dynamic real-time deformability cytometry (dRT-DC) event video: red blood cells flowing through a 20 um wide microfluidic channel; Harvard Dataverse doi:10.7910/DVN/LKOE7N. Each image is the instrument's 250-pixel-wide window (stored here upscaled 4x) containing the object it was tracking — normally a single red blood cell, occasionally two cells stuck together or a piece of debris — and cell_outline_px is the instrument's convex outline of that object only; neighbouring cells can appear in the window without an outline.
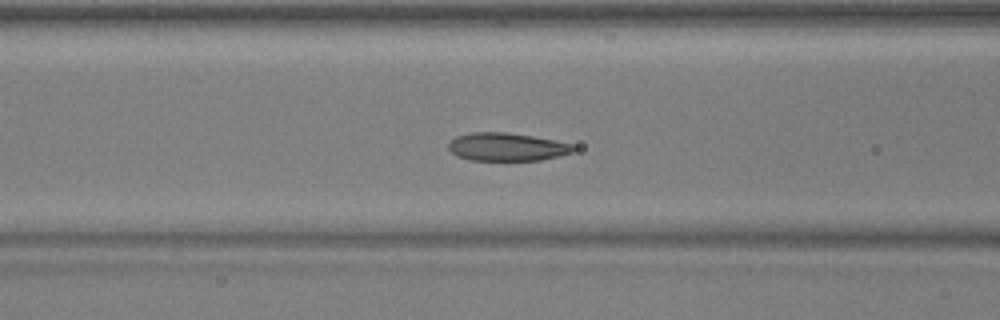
{"species": "common noctule bat (a hibernating species)", "species_latin": "Nyctalus noctula", "temperature_condition": "warm", "stored_images_in_passage": 45, "camera_frame_rate_fps": 3000, "um_per_image_px": 0.085, "animal": {"sex": "male", "body_mass_g": 17.9, "forearm_length_mm": 54.2}, "frame": {"image": 1, "passage_image": 14, "time_ms": 4.333, "image_size_px": [1000, 320], "cell_outline_px": [[576, 148], [572, 152], [560, 156], [540, 160], [472, 160], [456, 156], [448, 148], [448, 144], [456, 136], [472, 132], [508, 132], [532, 136], [576, 144]], "centroid_in_image_um": [43.11, 12.48], "position_along_channel_um": 123.5, "area_um2": 20.52}}
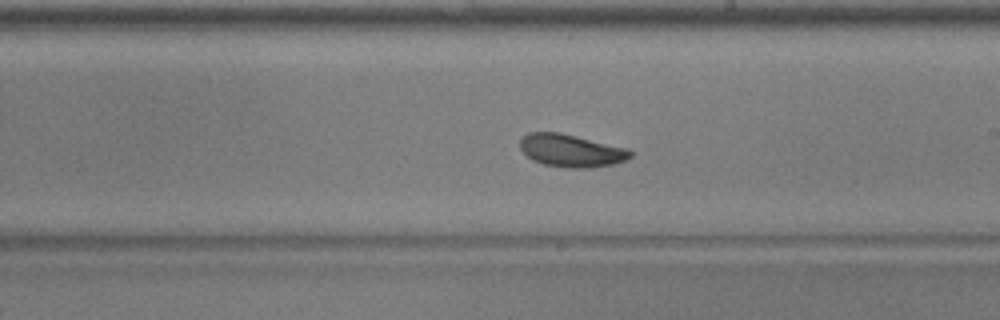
{"frame": {"image": 2, "passage_image": 23, "time_ms": 7.333, "image_size_px": [1000, 320], "cell_outline_px": [[632, 156], [628, 160], [612, 164], [592, 168], [568, 168], [544, 164], [532, 160], [520, 148], [520, 140], [528, 132], [560, 132], [628, 148], [632, 152]], "centroid_in_image_um": [48.57, 12.8], "position_along_channel_um": 240.4, "area_um2": 21.1}}
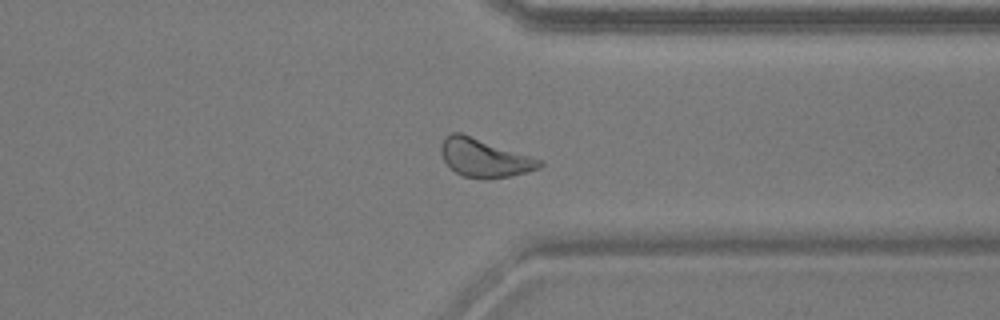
{"frame": {"image": 3, "passage_image": 33, "time_ms": 10.667, "image_size_px": [1000, 320], "cell_outline_px": [[544, 164], [540, 168], [528, 172], [512, 176], [488, 180], [464, 176], [456, 172], [444, 160], [440, 152], [440, 148], [444, 136], [452, 132], [460, 132], [544, 160]], "centroid_in_image_um": [41.21, 13.43], "position_along_channel_um": 370.2, "area_um2": 22.25}, "authors_computed_cell_mechanics": {"area_um2": 21.097, "velocity_mm_per_s": 3.9058, "shape_relaxation_time_tau1_ms": 2.8879, "shape_relaxation_time_tau2_ms": 4.4533, "deformation_change_tau1": 0.1072, "deformation_change_tau2": 0.1023}}